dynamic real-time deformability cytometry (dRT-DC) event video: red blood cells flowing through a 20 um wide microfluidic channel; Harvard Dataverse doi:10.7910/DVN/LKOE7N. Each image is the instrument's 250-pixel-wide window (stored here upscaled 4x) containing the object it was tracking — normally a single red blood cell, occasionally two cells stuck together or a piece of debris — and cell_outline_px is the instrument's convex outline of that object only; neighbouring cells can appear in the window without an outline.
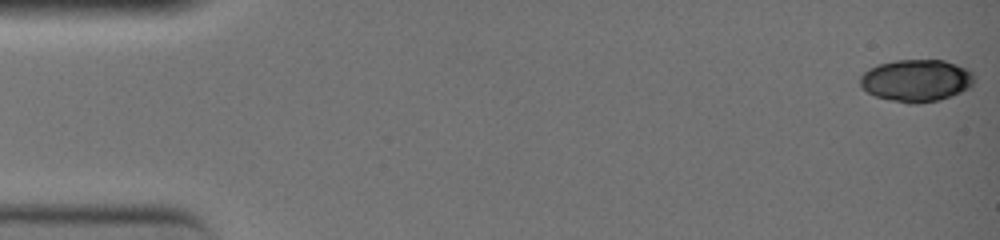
{"species": "common noctule bat (a hibernating species)", "species_latin": "Nyctalus noctula", "temperature_condition": "warm", "stored_images_in_passage": 12, "camera_frame_rate_fps": 3000, "um_per_image_px": 0.085, "animal": {"sex": "female", "body_mass_g": 19.0, "forearm_length_mm": 51.5}, "frame": {"image": 1, "passage_image": 1, "time_ms": 0.0, "image_size_px": [1000, 240], "cell_outline_px": [[976, 80], [972, 88], [952, 96], [940, 100], [916, 104], [908, 104], [876, 96], [868, 92], [860, 84], [860, 76], [868, 68], [880, 64], [896, 60], [944, 60], [968, 68], [976, 76]], "centroid_in_image_um": [77.96, 6.85], "position_along_channel_um": 7.0, "area_um2": 28.44}}